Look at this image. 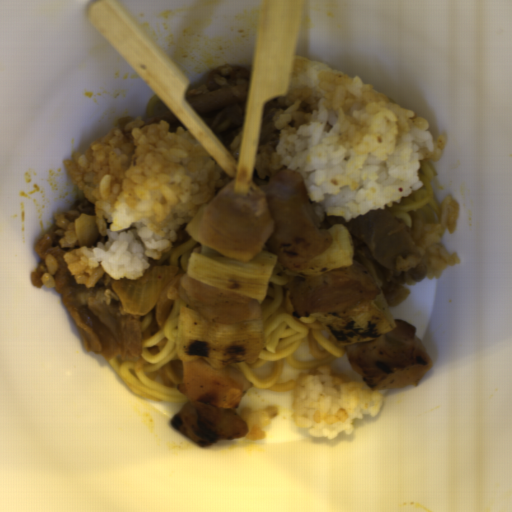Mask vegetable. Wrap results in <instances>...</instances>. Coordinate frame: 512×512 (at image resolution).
Returning <instances> with one entry per match:
<instances>
[{
	"label": "vegetable",
	"instance_id": "vegetable-1",
	"mask_svg": "<svg viewBox=\"0 0 512 512\" xmlns=\"http://www.w3.org/2000/svg\"><path fill=\"white\" fill-rule=\"evenodd\" d=\"M265 347L263 319L210 322L192 307L179 313L176 350L182 362L203 360L216 368L255 363Z\"/></svg>",
	"mask_w": 512,
	"mask_h": 512
},
{
	"label": "vegetable",
	"instance_id": "vegetable-2",
	"mask_svg": "<svg viewBox=\"0 0 512 512\" xmlns=\"http://www.w3.org/2000/svg\"><path fill=\"white\" fill-rule=\"evenodd\" d=\"M278 260L273 252L260 251L248 262H238L202 243L201 252H193L188 262L190 279L251 297L265 299Z\"/></svg>",
	"mask_w": 512,
	"mask_h": 512
},
{
	"label": "vegetable",
	"instance_id": "vegetable-3",
	"mask_svg": "<svg viewBox=\"0 0 512 512\" xmlns=\"http://www.w3.org/2000/svg\"><path fill=\"white\" fill-rule=\"evenodd\" d=\"M316 322L340 347L378 339L397 328L395 316L383 291L375 299L350 310L321 312Z\"/></svg>",
	"mask_w": 512,
	"mask_h": 512
},
{
	"label": "vegetable",
	"instance_id": "vegetable-4",
	"mask_svg": "<svg viewBox=\"0 0 512 512\" xmlns=\"http://www.w3.org/2000/svg\"><path fill=\"white\" fill-rule=\"evenodd\" d=\"M326 231L331 234L330 247L323 254L310 260L305 269L298 271L286 269L285 274L295 277H317L352 265L354 249L352 238L346 226L338 223Z\"/></svg>",
	"mask_w": 512,
	"mask_h": 512
}]
</instances>
